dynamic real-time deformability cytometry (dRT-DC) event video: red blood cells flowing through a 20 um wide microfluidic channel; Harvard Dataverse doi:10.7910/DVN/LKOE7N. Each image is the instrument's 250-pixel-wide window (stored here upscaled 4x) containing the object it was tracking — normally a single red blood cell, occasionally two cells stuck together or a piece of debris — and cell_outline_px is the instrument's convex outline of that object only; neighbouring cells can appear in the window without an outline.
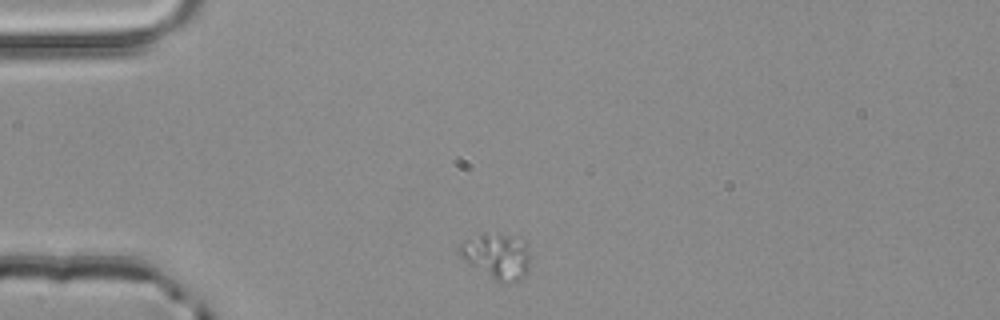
{"species": "common noctule bat (a hibernating species)", "species_latin": "Nyctalus noctula", "temperature_condition": "room temperature", "stored_images_in_passage": 2, "camera_frame_rate_fps": 3000, "um_per_image_px": 0.085, "animal": {"sex": "male", "body_mass_g": 20.4}, "frame": {"image": 1, "passage_image": 1, "time_ms": 0.0, "image_size_px": [1000, 320], "cell_outline_px": [[528, 272], [524, 276], [508, 284], [500, 284], [468, 264], [460, 256], [460, 244], [464, 240], [480, 232], [500, 232], [516, 236], [524, 240], [528, 252]], "centroid_in_image_um": [42.22, 21.74], "position_along_channel_um": 42.8, "area_um2": 19.36}}